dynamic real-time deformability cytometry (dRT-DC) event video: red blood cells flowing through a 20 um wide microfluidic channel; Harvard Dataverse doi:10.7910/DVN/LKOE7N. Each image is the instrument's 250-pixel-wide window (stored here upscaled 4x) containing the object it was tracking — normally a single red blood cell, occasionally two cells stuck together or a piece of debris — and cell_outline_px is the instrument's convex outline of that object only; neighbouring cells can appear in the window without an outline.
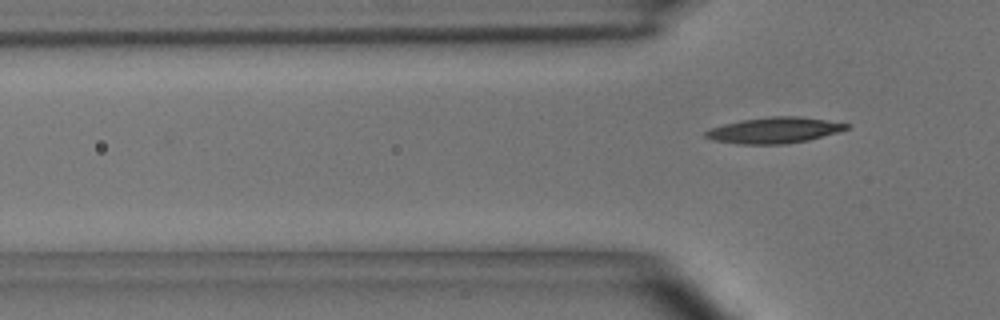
{"species": "common noctule bat (a hibernating species)", "species_latin": "Nyctalus noctula", "temperature_condition": "room temperature", "stored_images_in_passage": 2, "camera_frame_rate_fps": 3000, "um_per_image_px": 0.085, "animal": {"sex": "male", "body_mass_g": 15.6}, "frame": {"image": 1, "passage_image": 2, "time_ms": 1.333, "image_size_px": [1000, 320], "cell_outline_px": [[852, 124], [848, 128], [840, 132], [808, 140], [784, 144], [740, 144], [712, 140], [704, 136], [704, 132], [712, 128], [724, 124], [740, 120], [768, 116], [796, 116]], "centroid_in_image_um": [65.82, 11.07], "position_along_channel_um": 60.0, "area_um2": 21.27}}